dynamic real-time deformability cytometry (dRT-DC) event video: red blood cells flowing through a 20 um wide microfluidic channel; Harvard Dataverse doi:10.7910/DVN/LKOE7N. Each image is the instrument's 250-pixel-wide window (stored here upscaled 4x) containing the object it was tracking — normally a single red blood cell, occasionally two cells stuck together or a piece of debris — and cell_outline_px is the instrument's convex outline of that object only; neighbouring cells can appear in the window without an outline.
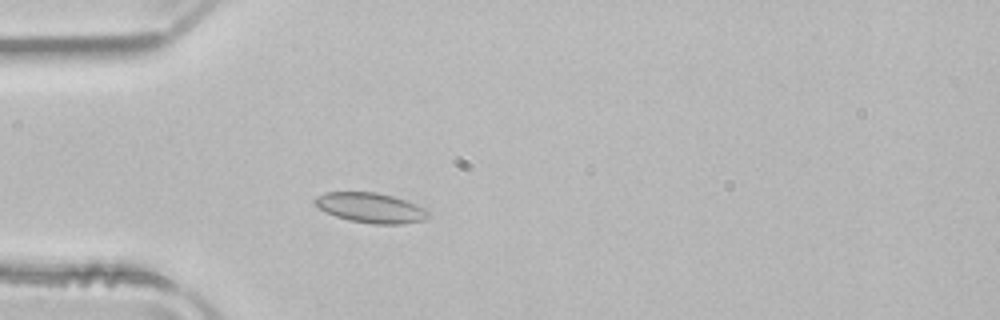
{"species": "common noctule bat (a hibernating species)", "species_latin": "Nyctalus noctula", "temperature_condition": "room temperature", "stored_images_in_passage": 47, "camera_frame_rate_fps": 3000, "um_per_image_px": 0.085, "animal": {"sex": "male", "body_mass_g": 21.5, "forearm_length_mm": 52.0}, "frame": {"image": 1, "passage_image": 10, "time_ms": 3.0, "image_size_px": [1000, 320], "cell_outline_px": [[428, 216], [424, 220], [404, 224], [372, 224], [348, 220], [336, 216], [320, 208], [312, 200], [316, 196], [324, 192], [376, 192], [392, 196], [404, 200], [424, 208], [428, 212]], "centroid_in_image_um": [31.49, 17.66], "position_along_channel_um": 53.5, "area_um2": 19.65}}
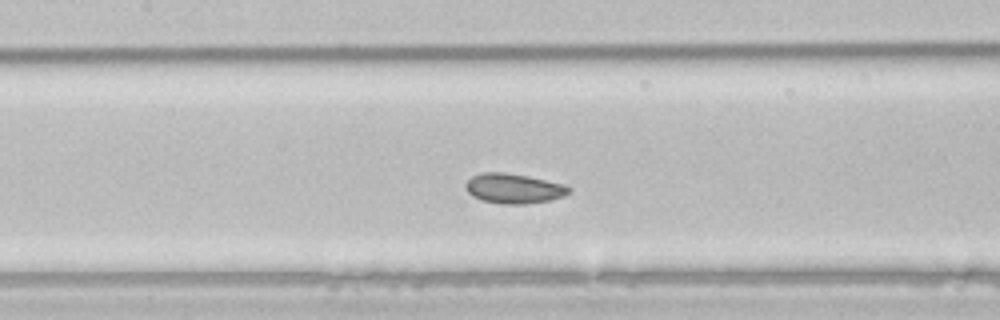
{"frame": {"image": 2, "passage_image": 19, "time_ms": 6.0, "image_size_px": [1000, 320], "cell_outline_px": [[572, 188], [564, 196], [548, 200], [524, 204], [500, 204], [480, 200], [472, 196], [464, 188], [464, 184], [472, 176], [480, 172], [504, 172], [528, 176], [564, 184]], "centroid_in_image_um": [43.62, 16.01], "position_along_channel_um": 163.8, "area_um2": 18.09}}
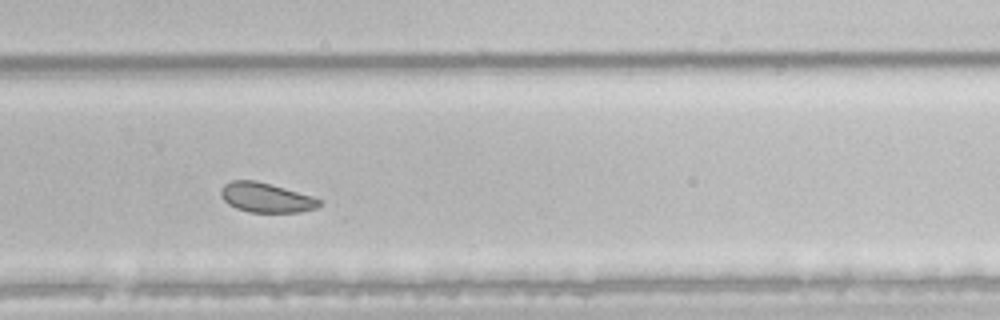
{"frame": {"image": 3, "passage_image": 30, "time_ms": 9.667, "image_size_px": [1000, 320], "cell_outline_px": [[324, 204], [316, 208], [300, 212], [248, 212], [236, 208], [228, 204], [220, 196], [220, 188], [224, 184], [232, 180], [256, 180], [312, 196], [320, 200]], "centroid_in_image_um": [22.59, 16.8], "position_along_channel_um": 307.2, "area_um2": 17.05}, "authors_computed_cell_mechanics": {"area_um2": 19.1896, "velocity_mm_per_s": 3.9329, "shape_relaxation_time_tau1_ms": null, "shape_relaxation_time_tau2_ms": 3.1596, "deformation_change_tau1": null, "deformation_change_tau2": 0.046}}